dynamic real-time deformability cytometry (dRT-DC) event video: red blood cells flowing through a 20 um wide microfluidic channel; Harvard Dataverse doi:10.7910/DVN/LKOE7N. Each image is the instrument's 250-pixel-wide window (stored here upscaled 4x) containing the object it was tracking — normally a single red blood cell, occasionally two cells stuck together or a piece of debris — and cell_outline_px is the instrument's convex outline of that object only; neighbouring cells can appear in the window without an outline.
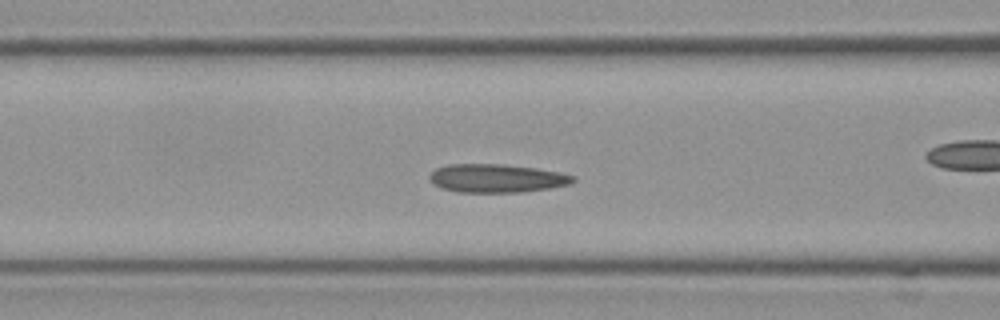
{"species": "Egyptian fruit bat (a non-hibernating species)", "species_latin": "Rousettus aegyptiacus", "temperature_condition": "cold", "stored_images_in_passage": 56, "camera_frame_rate_fps": 3000, "um_per_image_px": 0.085, "frame": {"image": 1, "passage_image": 22, "time_ms": 7.0, "image_size_px": [1000, 320], "cell_outline_px": [[576, 180], [568, 184], [548, 188], [524, 192], [456, 192], [440, 188], [428, 176], [436, 168], [448, 164], [504, 164], [536, 168], [576, 176]], "centroid_in_image_um": [42.2, 15.15], "position_along_channel_um": 124.4, "area_um2": 23.64}}
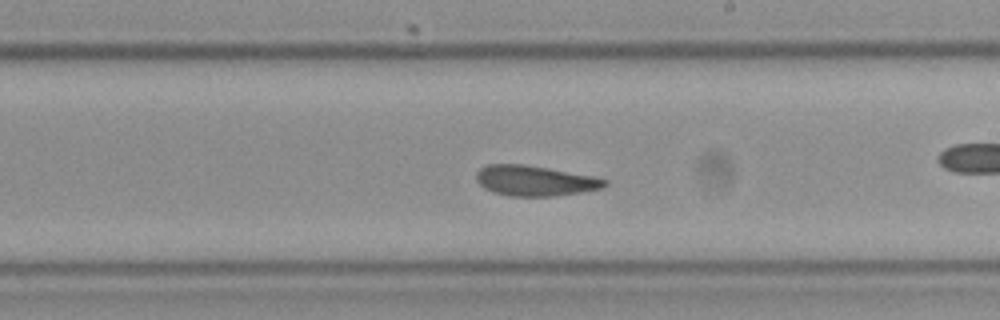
{"frame": {"image": 2, "passage_image": 32, "time_ms": 10.333, "image_size_px": [1000, 320], "cell_outline_px": [[608, 184], [600, 188], [580, 192], [556, 196], [508, 196], [492, 192], [484, 188], [476, 180], [476, 172], [480, 168], [488, 164], [524, 164], [596, 176], [608, 180]], "centroid_in_image_um": [45.45, 15.36], "position_along_channel_um": 243.5, "area_um2": 22.83}}
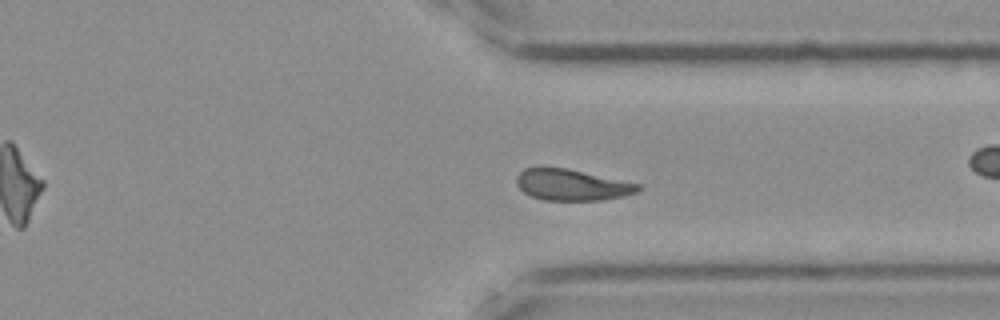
{"frame": {"image": 3, "passage_image": 42, "time_ms": 13.667, "image_size_px": [1000, 320], "cell_outline_px": [[640, 188], [636, 192], [624, 196], [604, 200], [544, 200], [532, 196], [524, 192], [516, 184], [516, 176], [524, 168], [564, 168], [640, 184]], "centroid_in_image_um": [48.59, 15.73], "position_along_channel_um": 362.8, "area_um2": 21.73}, "authors_computed_cell_mechanics": {"area_um2": 23.0622, "velocity_mm_per_s": 3.5736, "shape_relaxation_time_tau1_ms": null, "shape_relaxation_time_tau2_ms": 2.294, "deformation_change_tau1": null, "deformation_change_tau2": 0.06}}